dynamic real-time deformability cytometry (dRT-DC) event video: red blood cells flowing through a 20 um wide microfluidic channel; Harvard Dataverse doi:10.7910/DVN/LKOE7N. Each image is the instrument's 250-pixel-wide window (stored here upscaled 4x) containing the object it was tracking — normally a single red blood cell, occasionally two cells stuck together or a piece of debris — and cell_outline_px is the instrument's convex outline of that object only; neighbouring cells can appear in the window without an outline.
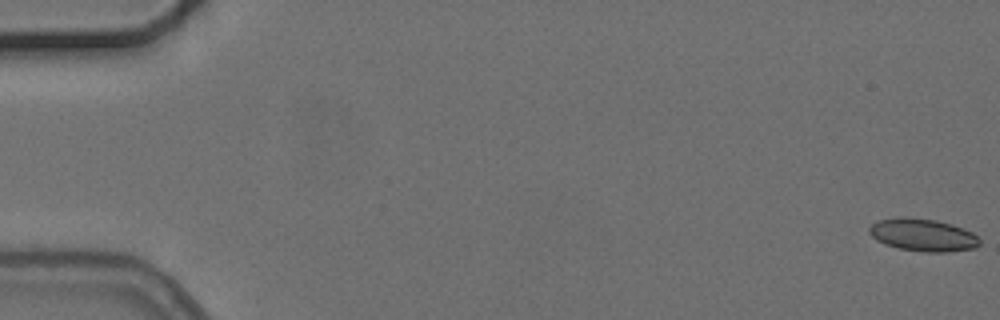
{"species": "common noctule bat (a hibernating species)", "species_latin": "Nyctalus noctula", "temperature_condition": "cold", "stored_images_in_passage": 10, "camera_frame_rate_fps": 3000, "um_per_image_px": 0.085, "animal": {"sex": "female", "body_mass_g": 24.6, "forearm_length_mm": 56.2}, "frame": {"image": 1, "passage_image": 1, "time_ms": 0.0, "image_size_px": [1000, 320], "cell_outline_px": [[980, 244], [976, 248], [948, 252], [924, 252], [900, 248], [884, 244], [876, 240], [868, 232], [868, 228], [872, 224], [880, 220], [936, 220], [952, 224], [972, 232], [980, 240]], "centroid_in_image_um": [78.5, 20.03], "position_along_channel_um": 6.5, "area_um2": 20.17}}
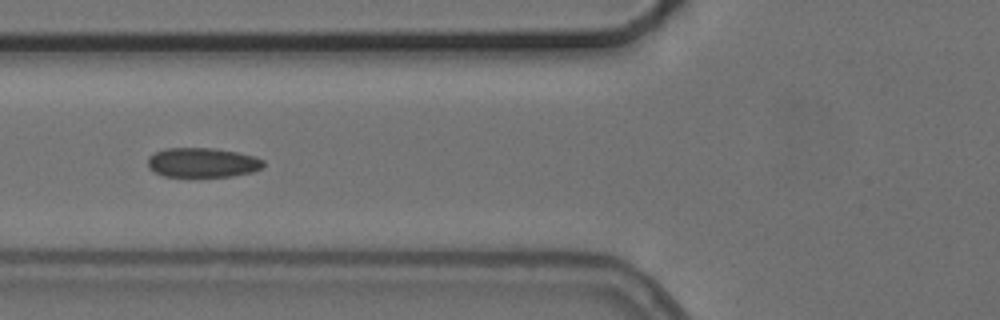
{"frame": {"image": 2, "passage_image": 6, "time_ms": 7.0, "image_size_px": [1000, 320], "cell_outline_px": [[264, 168], [252, 172], [232, 176], [188, 180], [164, 176], [148, 168], [148, 156], [164, 148], [212, 148], [236, 152], [252, 156], [264, 160]], "centroid_in_image_um": [17.18, 13.87], "position_along_channel_um": 108.6, "area_um2": 20.81}}
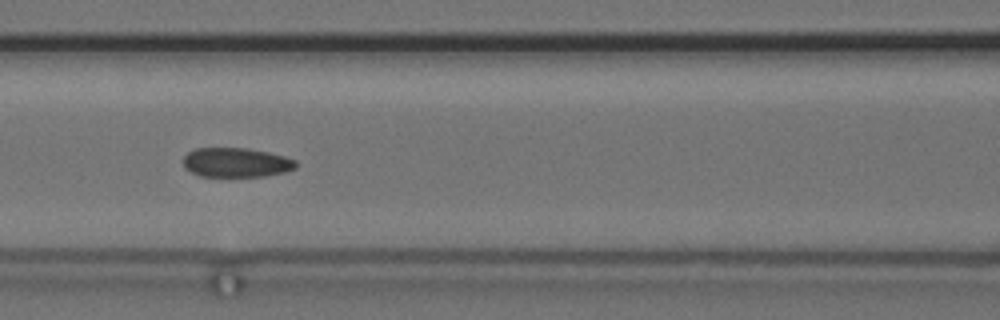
{"frame": {"image": 3, "passage_image": 7, "time_ms": 8.0, "image_size_px": [1000, 320], "cell_outline_px": [[296, 168], [284, 172], [264, 176], [200, 176], [184, 168], [184, 156], [188, 152], [196, 148], [248, 148], [268, 152], [284, 156], [296, 160]], "centroid_in_image_um": [20.07, 13.8], "position_along_channel_um": 146.5, "area_um2": 19.25}}